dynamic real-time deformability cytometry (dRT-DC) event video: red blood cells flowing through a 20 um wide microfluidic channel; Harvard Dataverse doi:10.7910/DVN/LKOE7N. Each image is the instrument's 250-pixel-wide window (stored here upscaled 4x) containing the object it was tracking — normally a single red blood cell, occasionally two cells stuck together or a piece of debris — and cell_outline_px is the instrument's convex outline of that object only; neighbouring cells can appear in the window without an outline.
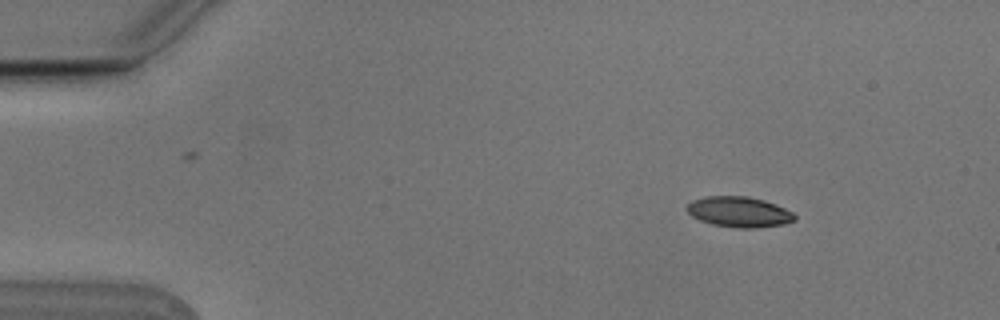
{"species": "Egyptian fruit bat (a non-hibernating species)", "species_latin": "Rousettus aegyptiacus", "temperature_condition": "cold", "stored_images_in_passage": 4, "camera_frame_rate_fps": 3000, "um_per_image_px": 0.085, "animal": {"sex": "male"}, "frame": {"image": 1, "passage_image": 1, "time_ms": 0.0, "image_size_px": [1000, 320], "cell_outline_px": [[796, 220], [784, 224], [752, 228], [740, 228], [712, 224], [700, 220], [692, 216], [684, 208], [692, 200], [704, 196], [748, 196], [764, 200], [776, 204], [792, 212], [796, 216]], "centroid_in_image_um": [62.81, 18.0], "position_along_channel_um": 22.2, "area_um2": 19.19}}